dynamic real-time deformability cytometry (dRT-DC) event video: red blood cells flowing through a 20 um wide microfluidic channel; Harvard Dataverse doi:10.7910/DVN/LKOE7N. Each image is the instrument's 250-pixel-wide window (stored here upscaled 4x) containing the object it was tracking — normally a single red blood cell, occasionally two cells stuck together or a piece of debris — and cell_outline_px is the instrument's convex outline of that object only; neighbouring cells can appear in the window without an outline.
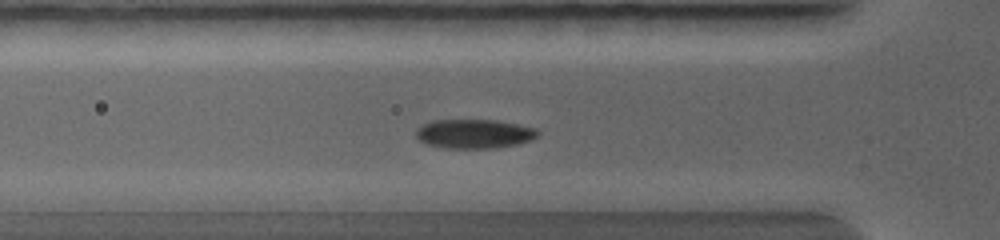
{"species": "common noctule bat (a hibernating species)", "species_latin": "Nyctalus noctula", "temperature_condition": "warm", "stored_images_in_passage": 14, "camera_frame_rate_fps": 5000, "um_per_image_px": 0.085, "animal": {"sex": "female", "body_mass_g": 19.0, "forearm_length_mm": 56.7}, "frame": {"image": 1, "passage_image": 7, "time_ms": 2.4, "image_size_px": [1000, 240], "cell_outline_px": [[536, 136], [528, 140], [516, 144], [500, 148], [444, 148], [428, 144], [420, 140], [416, 136], [416, 132], [424, 124], [436, 120], [488, 120], [516, 124], [532, 128], [536, 132]], "centroid_in_image_um": [40.25, 11.39], "position_along_channel_um": 85.5, "area_um2": 20.06}}
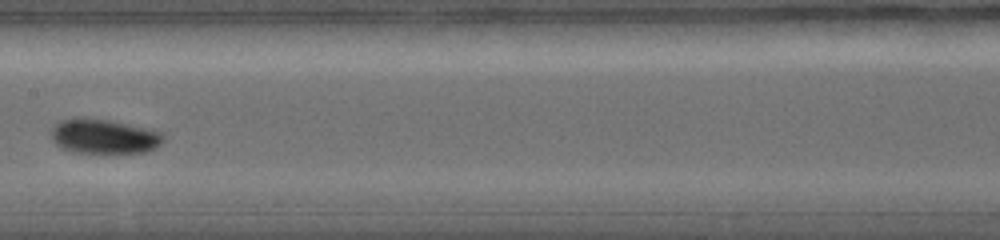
{"frame": {"image": 2, "passage_image": 12, "time_ms": 4.4, "image_size_px": [1000, 240], "cell_outline_px": [[164, 140], [156, 148], [144, 152], [104, 156], [72, 152], [60, 148], [56, 144], [52, 136], [52, 132], [64, 120], [104, 120], [140, 128], [156, 132]], "centroid_in_image_um": [8.84, 11.72], "position_along_channel_um": 198.6, "area_um2": 21.96}}
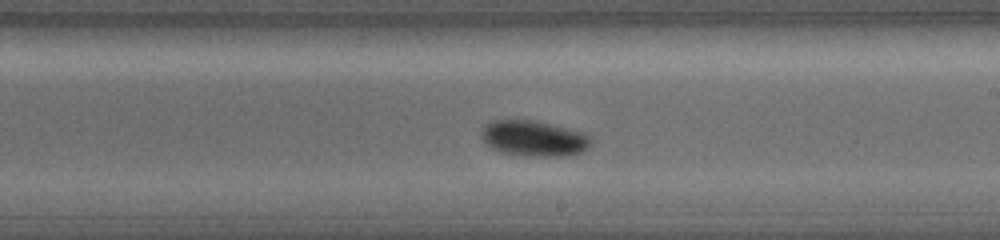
{"frame": {"image": 3, "passage_image": 14, "time_ms": 5.2, "image_size_px": [1000, 240], "cell_outline_px": [[588, 148], [580, 152], [568, 156], [512, 156], [500, 152], [492, 148], [484, 140], [484, 128], [488, 124], [496, 120], [532, 120], [548, 124], [576, 132], [584, 136], [588, 140]], "centroid_in_image_um": [45.3, 11.81], "position_along_channel_um": 243.7, "area_um2": 21.85}}